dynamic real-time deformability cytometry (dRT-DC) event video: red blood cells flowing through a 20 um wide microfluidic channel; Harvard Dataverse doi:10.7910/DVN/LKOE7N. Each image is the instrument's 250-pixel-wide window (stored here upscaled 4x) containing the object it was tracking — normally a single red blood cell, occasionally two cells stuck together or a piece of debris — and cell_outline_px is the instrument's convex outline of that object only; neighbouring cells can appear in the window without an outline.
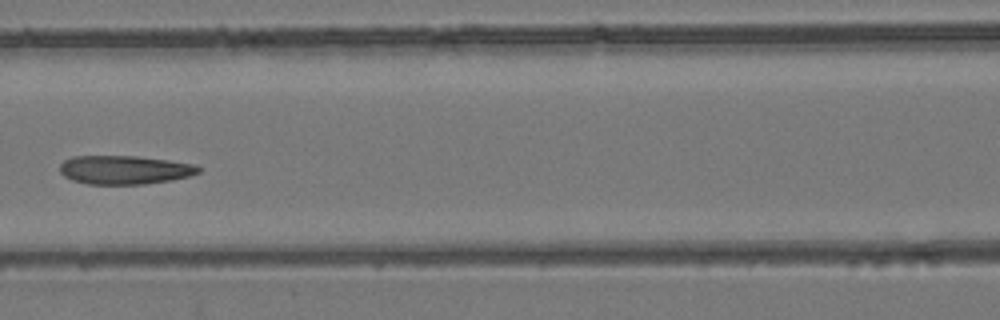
{"species": "common noctule bat (a hibernating species)", "species_latin": "Nyctalus noctula", "temperature_condition": "room temperature", "stored_images_in_passage": 7, "camera_frame_rate_fps": 3000, "um_per_image_px": 0.085, "animal": {"sex": "female", "body_mass_g": 24.6, "forearm_length_mm": 56.2}, "frame": {"image": 1, "passage_image": 7, "time_ms": 7.0, "image_size_px": [1000, 320], "cell_outline_px": [[200, 172], [188, 176], [172, 180], [144, 184], [88, 184], [72, 180], [64, 176], [60, 172], [60, 164], [64, 160], [72, 156], [136, 156], [168, 160], [192, 164], [200, 168]], "centroid_in_image_um": [10.55, 14.44], "position_along_channel_um": 156.1, "area_um2": 23.12}}